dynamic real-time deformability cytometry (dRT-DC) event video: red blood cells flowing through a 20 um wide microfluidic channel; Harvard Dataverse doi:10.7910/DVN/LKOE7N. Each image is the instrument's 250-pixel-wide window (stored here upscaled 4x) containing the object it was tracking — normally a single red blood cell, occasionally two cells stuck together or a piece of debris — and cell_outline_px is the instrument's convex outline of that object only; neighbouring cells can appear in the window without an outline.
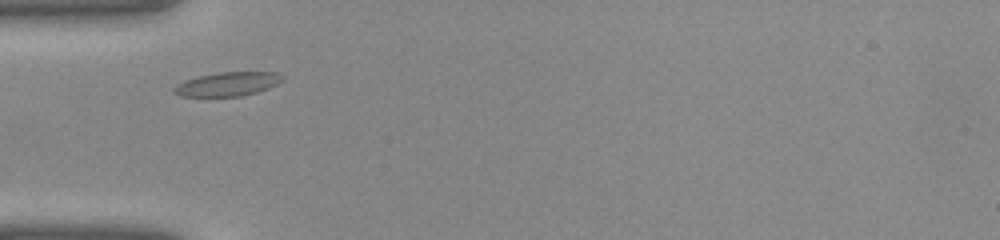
{"species": "common noctule bat (a hibernating species)", "species_latin": "Nyctalus noctula", "temperature_condition": "warm", "stored_images_in_passage": 26, "camera_frame_rate_fps": 3000, "um_per_image_px": 0.085, "animal": {"sex": "female", "body_mass_g": 22.0, "forearm_length_mm": 56.7}, "frame": {"image": 1, "passage_image": 1, "time_ms": 0.0, "image_size_px": [1000, 240], "cell_outline_px": [[284, 80], [268, 88], [256, 92], [240, 96], [180, 96], [172, 92], [172, 88], [184, 80], [196, 76], [220, 72], [276, 72], [284, 76]], "centroid_in_image_um": [19.32, 7.14], "position_along_channel_um": 65.7, "area_um2": 15.14}}
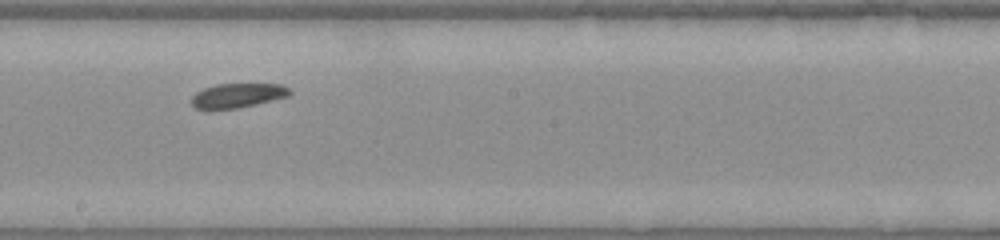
{"frame": {"image": 2, "passage_image": 11, "time_ms": 3.333, "image_size_px": [1000, 240], "cell_outline_px": [[292, 92], [288, 96], [236, 108], [196, 108], [192, 104], [192, 96], [196, 92], [204, 88], [216, 84], [280, 84], [288, 88]], "centroid_in_image_um": [20.19, 8.09], "position_along_channel_um": 228.0, "area_um2": 13.53}}
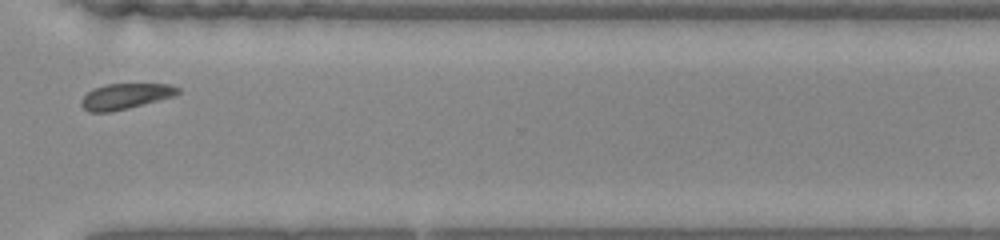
{"frame": {"image": 3, "passage_image": 19, "time_ms": 6.0, "image_size_px": [1000, 240], "cell_outline_px": [[180, 92], [172, 96], [128, 108], [112, 112], [88, 112], [80, 104], [80, 100], [92, 88], [108, 84], [172, 84], [180, 88]], "centroid_in_image_um": [10.62, 8.18], "position_along_channel_um": 360.0, "area_um2": 14.33}}